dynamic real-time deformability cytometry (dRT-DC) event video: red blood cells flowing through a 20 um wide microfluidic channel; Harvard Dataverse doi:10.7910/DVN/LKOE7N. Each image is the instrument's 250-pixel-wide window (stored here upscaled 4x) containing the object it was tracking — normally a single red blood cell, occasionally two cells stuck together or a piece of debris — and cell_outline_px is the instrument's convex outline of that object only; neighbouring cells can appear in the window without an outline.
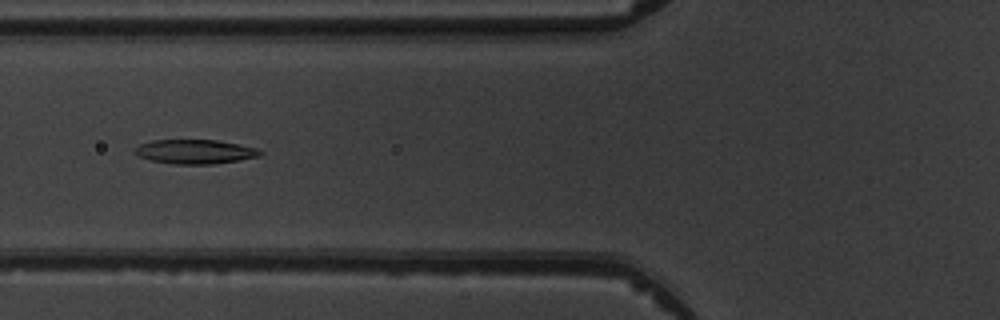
{"species": "common noctule bat (a hibernating species)", "species_latin": "Nyctalus noctula", "temperature_condition": "warm", "stored_images_in_passage": 6, "camera_frame_rate_fps": 3000, "um_per_image_px": 0.085, "animal": {"sex": "male", "body_mass_g": 19.5, "forearm_length_mm": 54.6}, "frame": {"image": 1, "passage_image": 2, "time_ms": 1.333, "image_size_px": [1000, 320], "cell_outline_px": [[264, 152], [260, 156], [240, 160], [212, 164], [172, 164], [152, 160], [140, 156], [132, 152], [140, 144], [152, 140], [216, 140], [256, 148]], "centroid_in_image_um": [16.58, 12.89], "position_along_channel_um": 109.2, "area_um2": 17.57}}
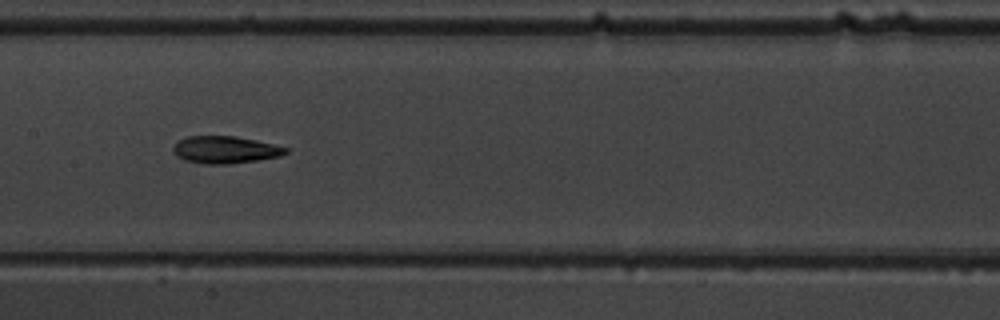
{"frame": {"image": 2, "passage_image": 4, "time_ms": 3.333, "image_size_px": [1000, 320], "cell_outline_px": [[288, 152], [280, 156], [256, 160], [228, 164], [204, 164], [184, 160], [176, 156], [172, 148], [176, 140], [188, 136], [236, 136], [256, 140], [288, 148]], "centroid_in_image_um": [19.09, 12.72], "position_along_channel_um": 188.3, "area_um2": 17.92}}
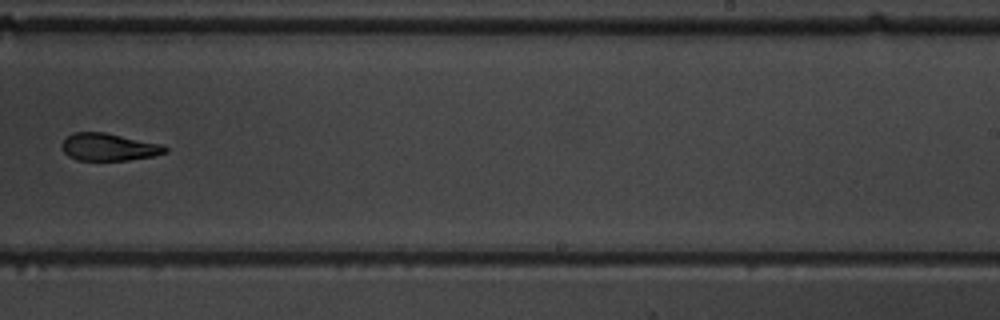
{"frame": {"image": 3, "passage_image": 6, "time_ms": 5.667, "image_size_px": [1000, 320], "cell_outline_px": [[168, 152], [152, 156], [128, 160], [76, 160], [68, 156], [60, 148], [60, 144], [72, 132], [104, 132], [164, 144], [168, 148]], "centroid_in_image_um": [9.24, 12.49], "position_along_channel_um": 279.8, "area_um2": 16.7}}